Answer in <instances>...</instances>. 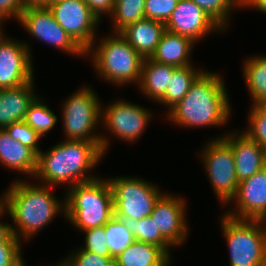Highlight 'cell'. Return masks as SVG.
Masks as SVG:
<instances>
[{
    "label": "cell",
    "mask_w": 266,
    "mask_h": 266,
    "mask_svg": "<svg viewBox=\"0 0 266 266\" xmlns=\"http://www.w3.org/2000/svg\"><path fill=\"white\" fill-rule=\"evenodd\" d=\"M24 180L16 177L0 196L12 219L13 234L20 241H29L54 218L65 217V197H55V187Z\"/></svg>",
    "instance_id": "cell-1"
},
{
    "label": "cell",
    "mask_w": 266,
    "mask_h": 266,
    "mask_svg": "<svg viewBox=\"0 0 266 266\" xmlns=\"http://www.w3.org/2000/svg\"><path fill=\"white\" fill-rule=\"evenodd\" d=\"M222 78L220 73L204 70L182 100L166 113L170 124L189 129L224 127L232 117V106Z\"/></svg>",
    "instance_id": "cell-2"
},
{
    "label": "cell",
    "mask_w": 266,
    "mask_h": 266,
    "mask_svg": "<svg viewBox=\"0 0 266 266\" xmlns=\"http://www.w3.org/2000/svg\"><path fill=\"white\" fill-rule=\"evenodd\" d=\"M104 157L96 142L64 139L46 152H39L37 170L31 180L35 182L37 179V182L52 187L66 185L67 190L76 184L99 178L92 172Z\"/></svg>",
    "instance_id": "cell-3"
},
{
    "label": "cell",
    "mask_w": 266,
    "mask_h": 266,
    "mask_svg": "<svg viewBox=\"0 0 266 266\" xmlns=\"http://www.w3.org/2000/svg\"><path fill=\"white\" fill-rule=\"evenodd\" d=\"M98 78L114 86H138L144 58L120 34L111 32L85 51ZM92 59V60H91Z\"/></svg>",
    "instance_id": "cell-4"
},
{
    "label": "cell",
    "mask_w": 266,
    "mask_h": 266,
    "mask_svg": "<svg viewBox=\"0 0 266 266\" xmlns=\"http://www.w3.org/2000/svg\"><path fill=\"white\" fill-rule=\"evenodd\" d=\"M65 220L81 232L105 225L114 216L113 191L107 178L65 190Z\"/></svg>",
    "instance_id": "cell-5"
},
{
    "label": "cell",
    "mask_w": 266,
    "mask_h": 266,
    "mask_svg": "<svg viewBox=\"0 0 266 266\" xmlns=\"http://www.w3.org/2000/svg\"><path fill=\"white\" fill-rule=\"evenodd\" d=\"M229 266H266V221L219 216Z\"/></svg>",
    "instance_id": "cell-6"
},
{
    "label": "cell",
    "mask_w": 266,
    "mask_h": 266,
    "mask_svg": "<svg viewBox=\"0 0 266 266\" xmlns=\"http://www.w3.org/2000/svg\"><path fill=\"white\" fill-rule=\"evenodd\" d=\"M69 98L61 108L62 126L66 140H84L96 142L101 147V100L90 85H83Z\"/></svg>",
    "instance_id": "cell-7"
},
{
    "label": "cell",
    "mask_w": 266,
    "mask_h": 266,
    "mask_svg": "<svg viewBox=\"0 0 266 266\" xmlns=\"http://www.w3.org/2000/svg\"><path fill=\"white\" fill-rule=\"evenodd\" d=\"M151 111L124 99L113 100L105 106L102 104L101 127H104L109 134L104 132L101 134V149L104 155L110 150L108 149L111 145L109 141L112 140L110 134L115 139L128 142L129 145L138 142L137 140L143 136L145 129L149 126V122L151 123L154 118Z\"/></svg>",
    "instance_id": "cell-8"
},
{
    "label": "cell",
    "mask_w": 266,
    "mask_h": 266,
    "mask_svg": "<svg viewBox=\"0 0 266 266\" xmlns=\"http://www.w3.org/2000/svg\"><path fill=\"white\" fill-rule=\"evenodd\" d=\"M219 136L208 139L198 155L216 198L226 207L236 195L239 181L236 177L233 151L222 138L224 135Z\"/></svg>",
    "instance_id": "cell-9"
},
{
    "label": "cell",
    "mask_w": 266,
    "mask_h": 266,
    "mask_svg": "<svg viewBox=\"0 0 266 266\" xmlns=\"http://www.w3.org/2000/svg\"><path fill=\"white\" fill-rule=\"evenodd\" d=\"M114 201V216L140 220L149 217L161 192L157 184L136 176L107 177Z\"/></svg>",
    "instance_id": "cell-10"
},
{
    "label": "cell",
    "mask_w": 266,
    "mask_h": 266,
    "mask_svg": "<svg viewBox=\"0 0 266 266\" xmlns=\"http://www.w3.org/2000/svg\"><path fill=\"white\" fill-rule=\"evenodd\" d=\"M17 22L32 39L50 44L71 56L86 58L85 51L58 24L48 7L25 9Z\"/></svg>",
    "instance_id": "cell-11"
},
{
    "label": "cell",
    "mask_w": 266,
    "mask_h": 266,
    "mask_svg": "<svg viewBox=\"0 0 266 266\" xmlns=\"http://www.w3.org/2000/svg\"><path fill=\"white\" fill-rule=\"evenodd\" d=\"M48 8L58 24L84 51L98 39L97 29L101 21L83 0H62Z\"/></svg>",
    "instance_id": "cell-12"
},
{
    "label": "cell",
    "mask_w": 266,
    "mask_h": 266,
    "mask_svg": "<svg viewBox=\"0 0 266 266\" xmlns=\"http://www.w3.org/2000/svg\"><path fill=\"white\" fill-rule=\"evenodd\" d=\"M173 193H164L156 201L150 214L162 236L173 246H182L189 237L186 198Z\"/></svg>",
    "instance_id": "cell-13"
},
{
    "label": "cell",
    "mask_w": 266,
    "mask_h": 266,
    "mask_svg": "<svg viewBox=\"0 0 266 266\" xmlns=\"http://www.w3.org/2000/svg\"><path fill=\"white\" fill-rule=\"evenodd\" d=\"M31 51L25 40L6 35L0 41V90L21 86L35 77Z\"/></svg>",
    "instance_id": "cell-14"
},
{
    "label": "cell",
    "mask_w": 266,
    "mask_h": 266,
    "mask_svg": "<svg viewBox=\"0 0 266 266\" xmlns=\"http://www.w3.org/2000/svg\"><path fill=\"white\" fill-rule=\"evenodd\" d=\"M230 204L235 207L224 212L230 217L266 221V166L239 182L236 195L226 206Z\"/></svg>",
    "instance_id": "cell-15"
},
{
    "label": "cell",
    "mask_w": 266,
    "mask_h": 266,
    "mask_svg": "<svg viewBox=\"0 0 266 266\" xmlns=\"http://www.w3.org/2000/svg\"><path fill=\"white\" fill-rule=\"evenodd\" d=\"M166 30L200 42L211 32L225 31L192 0H179L168 21Z\"/></svg>",
    "instance_id": "cell-16"
},
{
    "label": "cell",
    "mask_w": 266,
    "mask_h": 266,
    "mask_svg": "<svg viewBox=\"0 0 266 266\" xmlns=\"http://www.w3.org/2000/svg\"><path fill=\"white\" fill-rule=\"evenodd\" d=\"M234 131L230 130L222 138L233 151L236 177L241 182L264 168L266 162L261 145L251 139L245 132Z\"/></svg>",
    "instance_id": "cell-17"
},
{
    "label": "cell",
    "mask_w": 266,
    "mask_h": 266,
    "mask_svg": "<svg viewBox=\"0 0 266 266\" xmlns=\"http://www.w3.org/2000/svg\"><path fill=\"white\" fill-rule=\"evenodd\" d=\"M34 81L35 78L21 86L0 90V129L24 121L30 104L39 95Z\"/></svg>",
    "instance_id": "cell-18"
},
{
    "label": "cell",
    "mask_w": 266,
    "mask_h": 266,
    "mask_svg": "<svg viewBox=\"0 0 266 266\" xmlns=\"http://www.w3.org/2000/svg\"><path fill=\"white\" fill-rule=\"evenodd\" d=\"M38 155L29 147L13 140L5 129H0V164L18 174L33 178Z\"/></svg>",
    "instance_id": "cell-19"
},
{
    "label": "cell",
    "mask_w": 266,
    "mask_h": 266,
    "mask_svg": "<svg viewBox=\"0 0 266 266\" xmlns=\"http://www.w3.org/2000/svg\"><path fill=\"white\" fill-rule=\"evenodd\" d=\"M165 31L164 23L144 18L127 26L120 34L145 59L155 52Z\"/></svg>",
    "instance_id": "cell-20"
},
{
    "label": "cell",
    "mask_w": 266,
    "mask_h": 266,
    "mask_svg": "<svg viewBox=\"0 0 266 266\" xmlns=\"http://www.w3.org/2000/svg\"><path fill=\"white\" fill-rule=\"evenodd\" d=\"M195 44L188 37L166 30L150 59L166 65L185 67L193 64L191 53Z\"/></svg>",
    "instance_id": "cell-21"
},
{
    "label": "cell",
    "mask_w": 266,
    "mask_h": 266,
    "mask_svg": "<svg viewBox=\"0 0 266 266\" xmlns=\"http://www.w3.org/2000/svg\"><path fill=\"white\" fill-rule=\"evenodd\" d=\"M176 68L175 66L145 58L137 87L140 94L142 92L150 101L157 103L165 95L170 78Z\"/></svg>",
    "instance_id": "cell-22"
},
{
    "label": "cell",
    "mask_w": 266,
    "mask_h": 266,
    "mask_svg": "<svg viewBox=\"0 0 266 266\" xmlns=\"http://www.w3.org/2000/svg\"><path fill=\"white\" fill-rule=\"evenodd\" d=\"M171 261L161 247L138 240L114 258L115 266H171Z\"/></svg>",
    "instance_id": "cell-23"
},
{
    "label": "cell",
    "mask_w": 266,
    "mask_h": 266,
    "mask_svg": "<svg viewBox=\"0 0 266 266\" xmlns=\"http://www.w3.org/2000/svg\"><path fill=\"white\" fill-rule=\"evenodd\" d=\"M245 59L242 73L252 99L251 105H266V55H252Z\"/></svg>",
    "instance_id": "cell-24"
},
{
    "label": "cell",
    "mask_w": 266,
    "mask_h": 266,
    "mask_svg": "<svg viewBox=\"0 0 266 266\" xmlns=\"http://www.w3.org/2000/svg\"><path fill=\"white\" fill-rule=\"evenodd\" d=\"M204 70L191 64L185 67H177L173 71L165 95L157 102L167 108L165 114L182 100L192 83Z\"/></svg>",
    "instance_id": "cell-25"
},
{
    "label": "cell",
    "mask_w": 266,
    "mask_h": 266,
    "mask_svg": "<svg viewBox=\"0 0 266 266\" xmlns=\"http://www.w3.org/2000/svg\"><path fill=\"white\" fill-rule=\"evenodd\" d=\"M126 228L133 234L135 240L143 241L161 247L171 258L174 247L162 236L151 217L140 220L120 218Z\"/></svg>",
    "instance_id": "cell-26"
},
{
    "label": "cell",
    "mask_w": 266,
    "mask_h": 266,
    "mask_svg": "<svg viewBox=\"0 0 266 266\" xmlns=\"http://www.w3.org/2000/svg\"><path fill=\"white\" fill-rule=\"evenodd\" d=\"M144 18L145 0H115L114 10L110 15L112 32L120 33L127 26Z\"/></svg>",
    "instance_id": "cell-27"
},
{
    "label": "cell",
    "mask_w": 266,
    "mask_h": 266,
    "mask_svg": "<svg viewBox=\"0 0 266 266\" xmlns=\"http://www.w3.org/2000/svg\"><path fill=\"white\" fill-rule=\"evenodd\" d=\"M45 99L39 95L30 104L24 121L39 135L45 137L58 122V116L45 104Z\"/></svg>",
    "instance_id": "cell-28"
},
{
    "label": "cell",
    "mask_w": 266,
    "mask_h": 266,
    "mask_svg": "<svg viewBox=\"0 0 266 266\" xmlns=\"http://www.w3.org/2000/svg\"><path fill=\"white\" fill-rule=\"evenodd\" d=\"M192 1L210 16L225 32L226 29L229 28L230 19H232L230 16L233 15L236 9H243V0Z\"/></svg>",
    "instance_id": "cell-29"
},
{
    "label": "cell",
    "mask_w": 266,
    "mask_h": 266,
    "mask_svg": "<svg viewBox=\"0 0 266 266\" xmlns=\"http://www.w3.org/2000/svg\"><path fill=\"white\" fill-rule=\"evenodd\" d=\"M105 233L110 256L115 258L129 247L135 238L123 221L113 216L105 225Z\"/></svg>",
    "instance_id": "cell-30"
},
{
    "label": "cell",
    "mask_w": 266,
    "mask_h": 266,
    "mask_svg": "<svg viewBox=\"0 0 266 266\" xmlns=\"http://www.w3.org/2000/svg\"><path fill=\"white\" fill-rule=\"evenodd\" d=\"M246 129L242 130L259 145L266 143V105H251Z\"/></svg>",
    "instance_id": "cell-31"
},
{
    "label": "cell",
    "mask_w": 266,
    "mask_h": 266,
    "mask_svg": "<svg viewBox=\"0 0 266 266\" xmlns=\"http://www.w3.org/2000/svg\"><path fill=\"white\" fill-rule=\"evenodd\" d=\"M5 130L13 140L19 141L22 145L31 148L37 155L41 151L38 143L43 137L25 121L12 123Z\"/></svg>",
    "instance_id": "cell-32"
},
{
    "label": "cell",
    "mask_w": 266,
    "mask_h": 266,
    "mask_svg": "<svg viewBox=\"0 0 266 266\" xmlns=\"http://www.w3.org/2000/svg\"><path fill=\"white\" fill-rule=\"evenodd\" d=\"M77 249L63 258L67 266H115L113 257H103L80 247Z\"/></svg>",
    "instance_id": "cell-33"
},
{
    "label": "cell",
    "mask_w": 266,
    "mask_h": 266,
    "mask_svg": "<svg viewBox=\"0 0 266 266\" xmlns=\"http://www.w3.org/2000/svg\"><path fill=\"white\" fill-rule=\"evenodd\" d=\"M84 236V244L80 246L83 250L90 251L103 257H111L107 245L105 226H99L81 231Z\"/></svg>",
    "instance_id": "cell-34"
},
{
    "label": "cell",
    "mask_w": 266,
    "mask_h": 266,
    "mask_svg": "<svg viewBox=\"0 0 266 266\" xmlns=\"http://www.w3.org/2000/svg\"><path fill=\"white\" fill-rule=\"evenodd\" d=\"M179 0H145V18L166 23Z\"/></svg>",
    "instance_id": "cell-35"
},
{
    "label": "cell",
    "mask_w": 266,
    "mask_h": 266,
    "mask_svg": "<svg viewBox=\"0 0 266 266\" xmlns=\"http://www.w3.org/2000/svg\"><path fill=\"white\" fill-rule=\"evenodd\" d=\"M23 244H0V266H26Z\"/></svg>",
    "instance_id": "cell-36"
},
{
    "label": "cell",
    "mask_w": 266,
    "mask_h": 266,
    "mask_svg": "<svg viewBox=\"0 0 266 266\" xmlns=\"http://www.w3.org/2000/svg\"><path fill=\"white\" fill-rule=\"evenodd\" d=\"M23 8L22 0H0V16L4 20H11V18L18 21L21 16Z\"/></svg>",
    "instance_id": "cell-37"
},
{
    "label": "cell",
    "mask_w": 266,
    "mask_h": 266,
    "mask_svg": "<svg viewBox=\"0 0 266 266\" xmlns=\"http://www.w3.org/2000/svg\"><path fill=\"white\" fill-rule=\"evenodd\" d=\"M7 214L6 208L0 202V244H22V241L13 234L11 222L8 224V222L5 223L1 220L4 216H8Z\"/></svg>",
    "instance_id": "cell-38"
},
{
    "label": "cell",
    "mask_w": 266,
    "mask_h": 266,
    "mask_svg": "<svg viewBox=\"0 0 266 266\" xmlns=\"http://www.w3.org/2000/svg\"><path fill=\"white\" fill-rule=\"evenodd\" d=\"M89 9L96 15V17L102 21V17L112 14L114 10L115 0H83Z\"/></svg>",
    "instance_id": "cell-39"
},
{
    "label": "cell",
    "mask_w": 266,
    "mask_h": 266,
    "mask_svg": "<svg viewBox=\"0 0 266 266\" xmlns=\"http://www.w3.org/2000/svg\"><path fill=\"white\" fill-rule=\"evenodd\" d=\"M250 8L253 10L266 13V0H243V9Z\"/></svg>",
    "instance_id": "cell-40"
},
{
    "label": "cell",
    "mask_w": 266,
    "mask_h": 266,
    "mask_svg": "<svg viewBox=\"0 0 266 266\" xmlns=\"http://www.w3.org/2000/svg\"><path fill=\"white\" fill-rule=\"evenodd\" d=\"M23 1V8H38V7H48L49 0H22Z\"/></svg>",
    "instance_id": "cell-41"
},
{
    "label": "cell",
    "mask_w": 266,
    "mask_h": 266,
    "mask_svg": "<svg viewBox=\"0 0 266 266\" xmlns=\"http://www.w3.org/2000/svg\"><path fill=\"white\" fill-rule=\"evenodd\" d=\"M3 25L5 24H0V41L6 36V34L4 33L5 30H3Z\"/></svg>",
    "instance_id": "cell-42"
},
{
    "label": "cell",
    "mask_w": 266,
    "mask_h": 266,
    "mask_svg": "<svg viewBox=\"0 0 266 266\" xmlns=\"http://www.w3.org/2000/svg\"><path fill=\"white\" fill-rule=\"evenodd\" d=\"M51 266H67V265L64 263L63 260H60V261H58V262L56 263V265L54 264V265H51Z\"/></svg>",
    "instance_id": "cell-43"
},
{
    "label": "cell",
    "mask_w": 266,
    "mask_h": 266,
    "mask_svg": "<svg viewBox=\"0 0 266 266\" xmlns=\"http://www.w3.org/2000/svg\"><path fill=\"white\" fill-rule=\"evenodd\" d=\"M262 148H263V153H264L265 162H266V143L262 146Z\"/></svg>",
    "instance_id": "cell-44"
},
{
    "label": "cell",
    "mask_w": 266,
    "mask_h": 266,
    "mask_svg": "<svg viewBox=\"0 0 266 266\" xmlns=\"http://www.w3.org/2000/svg\"><path fill=\"white\" fill-rule=\"evenodd\" d=\"M59 1H62V0H49V5L59 2Z\"/></svg>",
    "instance_id": "cell-45"
},
{
    "label": "cell",
    "mask_w": 266,
    "mask_h": 266,
    "mask_svg": "<svg viewBox=\"0 0 266 266\" xmlns=\"http://www.w3.org/2000/svg\"><path fill=\"white\" fill-rule=\"evenodd\" d=\"M6 20H4L1 16H0V24H4Z\"/></svg>",
    "instance_id": "cell-46"
}]
</instances>
